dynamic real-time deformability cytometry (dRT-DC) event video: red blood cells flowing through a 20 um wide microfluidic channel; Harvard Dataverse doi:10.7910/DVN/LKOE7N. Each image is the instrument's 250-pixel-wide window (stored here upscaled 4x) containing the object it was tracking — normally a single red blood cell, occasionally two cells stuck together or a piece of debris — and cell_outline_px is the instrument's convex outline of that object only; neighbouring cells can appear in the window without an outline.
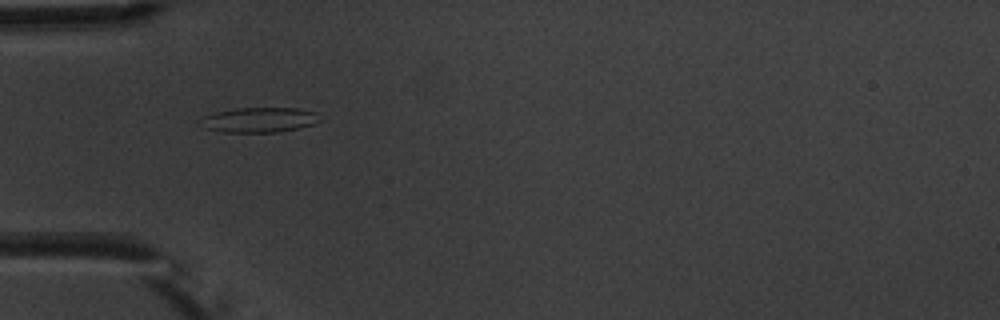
{"species": "common noctule bat (a hibernating species)", "species_latin": "Nyctalus noctula", "temperature_condition": "warm", "stored_images_in_passage": 6, "camera_frame_rate_fps": 3000, "um_per_image_px": 0.085, "animal": {"sex": "male", "body_mass_g": 20.1, "forearm_length_mm": 53.5}, "frame": {"image": 1, "passage_image": 2, "time_ms": 2.0, "image_size_px": [1000, 320], "cell_outline_px": [[316, 120], [312, 124], [300, 128], [276, 132], [220, 132], [196, 124], [196, 120], [204, 116], [216, 112], [236, 108], [300, 108], [316, 112]], "centroid_in_image_um": [21.93, 10.19], "position_along_channel_um": 63.1, "area_um2": 17.34}}
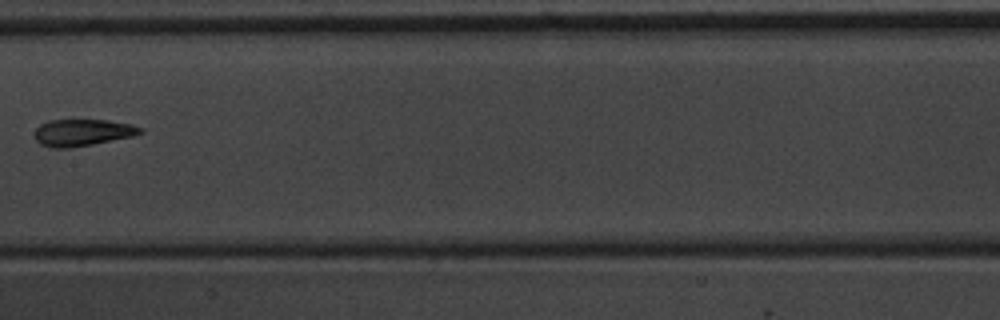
{"frame": {"image": 2, "passage_image": 5, "time_ms": 5.667, "image_size_px": [1000, 320], "cell_outline_px": [[144, 132], [132, 136], [92, 144], [68, 148], [48, 148], [40, 144], [36, 140], [36, 128], [40, 124], [48, 120], [108, 120], [132, 124], [144, 128]], "centroid_in_image_um": [7.02, 11.26], "position_along_channel_um": 200.4, "area_um2": 16.53}}
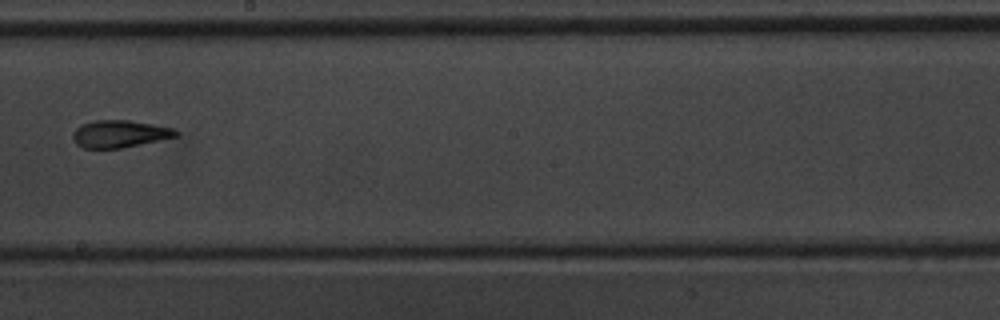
{"frame": {"image": 3, "passage_image": 6, "time_ms": 6.667, "image_size_px": [1000, 320], "cell_outline_px": [[180, 136], [120, 148], [84, 148], [76, 144], [72, 140], [72, 136], [76, 128], [80, 124], [92, 120], [128, 120], [152, 124], [172, 128], [180, 132]], "centroid_in_image_um": [10.15, 11.37], "position_along_channel_um": 238.0, "area_um2": 16.47}}